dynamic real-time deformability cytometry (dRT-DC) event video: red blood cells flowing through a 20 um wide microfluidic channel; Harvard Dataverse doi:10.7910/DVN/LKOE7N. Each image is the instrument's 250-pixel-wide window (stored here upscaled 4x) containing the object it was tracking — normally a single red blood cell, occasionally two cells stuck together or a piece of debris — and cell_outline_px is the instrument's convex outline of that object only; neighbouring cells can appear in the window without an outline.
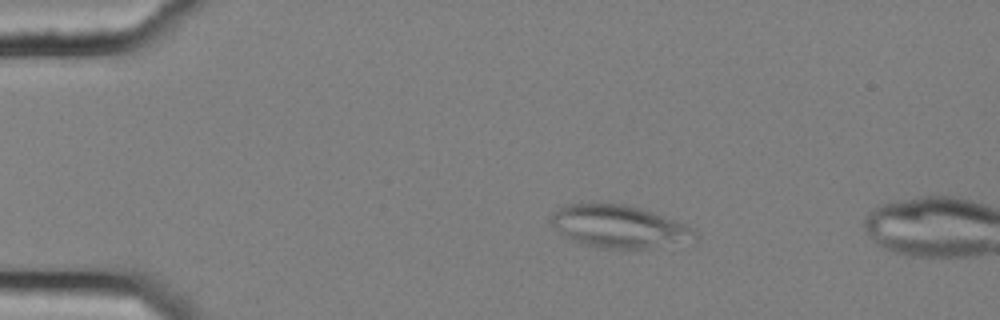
{"species": "common noctule bat (a hibernating species)", "species_latin": "Nyctalus noctula", "temperature_condition": "cold", "stored_images_in_passage": 13, "camera_frame_rate_fps": 3000, "um_per_image_px": 0.085, "animal": {"sex": "female", "body_mass_g": 25.1}, "frame": {"image": 1, "passage_image": 10, "time_ms": 3.0, "image_size_px": [1000, 320], "cell_outline_px": [[700, 236], [648, 248], [596, 248], [580, 244], [564, 236], [548, 220], [552, 212], [568, 204], [628, 204], [688, 224], [696, 228], [700, 232]], "centroid_in_image_um": [52.58, 19.24], "position_along_channel_um": 32.4, "area_um2": 35.43}}